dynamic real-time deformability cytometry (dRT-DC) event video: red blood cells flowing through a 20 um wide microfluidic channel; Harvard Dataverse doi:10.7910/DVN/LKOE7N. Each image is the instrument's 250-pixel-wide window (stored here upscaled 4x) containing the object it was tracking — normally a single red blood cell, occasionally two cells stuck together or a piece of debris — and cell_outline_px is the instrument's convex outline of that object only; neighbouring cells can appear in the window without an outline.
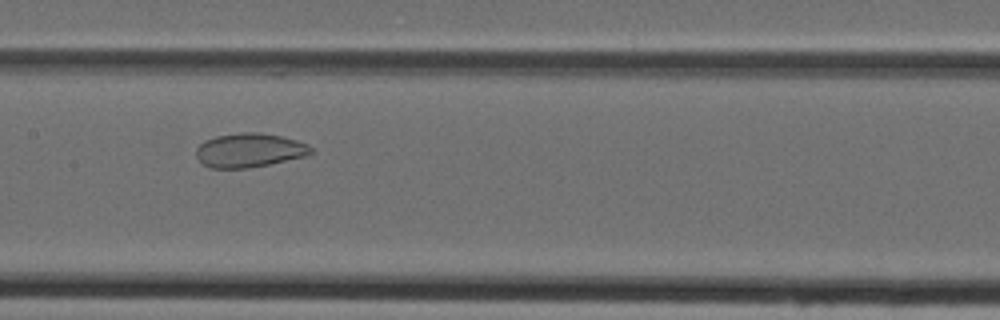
{"species": "Egyptian fruit bat (a non-hibernating species)", "species_latin": "Rousettus aegyptiacus", "temperature_condition": "cold", "stored_images_in_passage": 48, "camera_frame_rate_fps": 3000, "um_per_image_px": 0.085, "animal": {"sex": "female"}, "frame": {"image": 1, "passage_image": 24, "time_ms": 7.667, "image_size_px": [1000, 320], "cell_outline_px": [[312, 152], [304, 156], [268, 164], [248, 168], [212, 168], [204, 164], [196, 156], [196, 148], [204, 140], [216, 136], [240, 132], [260, 132], [280, 136], [296, 140], [308, 144], [312, 148]], "centroid_in_image_um": [21.17, 12.76], "position_along_channel_um": 186.2, "area_um2": 22.6}}
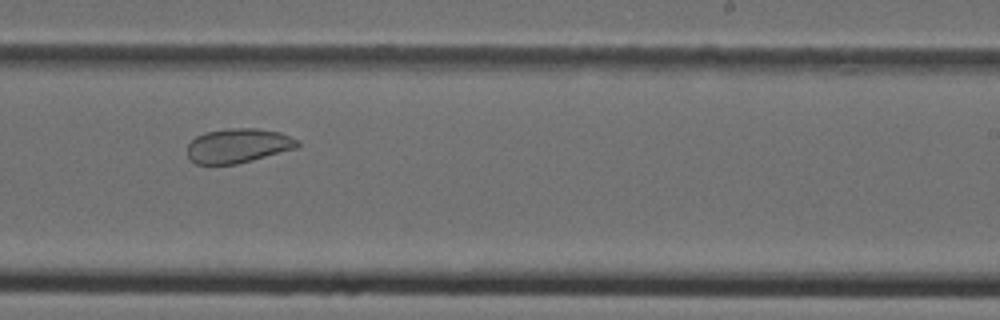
{"frame": {"image": 2, "passage_image": 30, "time_ms": 9.667, "image_size_px": [1000, 320], "cell_outline_px": [[300, 144], [296, 148], [252, 160], [236, 164], [196, 164], [188, 156], [188, 144], [196, 136], [204, 132], [228, 128], [256, 128], [280, 132], [300, 140]], "centroid_in_image_um": [20.25, 12.37], "position_along_channel_um": 268.8, "area_um2": 22.08}}
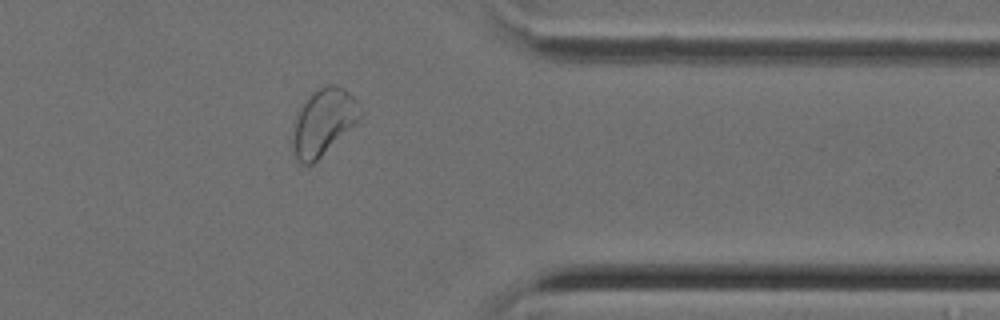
{"frame": {"image": 3, "passage_image": 39, "time_ms": 12.667, "image_size_px": [1000, 320], "cell_outline_px": [[364, 112], [312, 164], [300, 164], [296, 160], [292, 152], [292, 136], [296, 112], [312, 92], [328, 84], [336, 84], [344, 88], [356, 100]], "centroid_in_image_um": [27.42, 10.34], "position_along_channel_um": 384.0, "area_um2": 25.61}}